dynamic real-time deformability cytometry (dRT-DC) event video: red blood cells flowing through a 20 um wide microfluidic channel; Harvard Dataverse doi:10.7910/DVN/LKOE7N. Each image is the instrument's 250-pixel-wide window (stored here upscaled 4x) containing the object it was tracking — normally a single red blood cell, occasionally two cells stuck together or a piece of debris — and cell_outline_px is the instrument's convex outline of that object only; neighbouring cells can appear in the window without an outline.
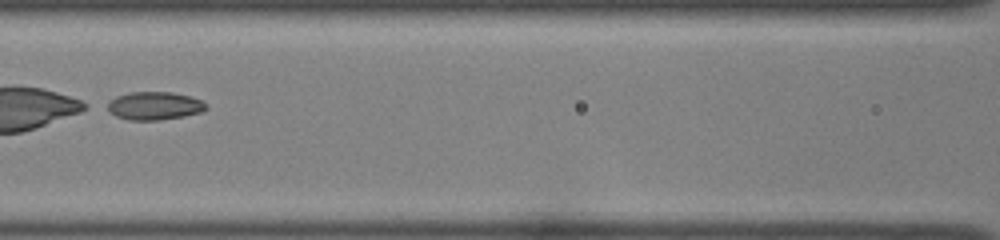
{"species": "common noctule bat (a hibernating species)", "species_latin": "Nyctalus noctula", "temperature_condition": "room temperature", "stored_images_in_passage": 54, "camera_frame_rate_fps": 3000, "um_per_image_px": 0.085, "animal": {"sex": "female", "body_mass_g": 22.0, "forearm_length_mm": 56.7}, "frame": {"image": 1, "passage_image": 29, "time_ms": 9.333, "image_size_px": [1000, 240], "cell_outline_px": [[208, 108], [200, 112], [184, 116], [160, 120], [128, 120], [116, 116], [100, 108], [100, 104], [116, 96], [128, 92], [172, 92], [188, 96], [200, 100], [208, 104]], "centroid_in_image_um": [12.98, 8.99], "position_along_channel_um": 153.6, "area_um2": 16.7}}
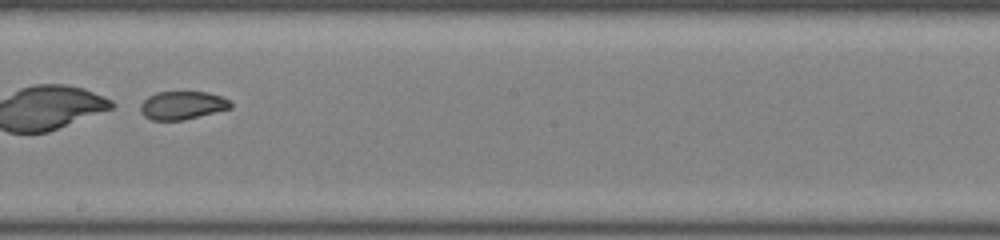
{"frame": {"image": 2, "passage_image": 35, "time_ms": 11.333, "image_size_px": [1000, 240], "cell_outline_px": [[232, 108], [184, 120], [152, 120], [144, 116], [140, 112], [140, 104], [148, 96], [156, 92], [208, 92], [220, 96], [228, 100], [232, 104]], "centroid_in_image_um": [15.48, 8.95], "position_along_channel_um": 232.7, "area_um2": 14.85}}